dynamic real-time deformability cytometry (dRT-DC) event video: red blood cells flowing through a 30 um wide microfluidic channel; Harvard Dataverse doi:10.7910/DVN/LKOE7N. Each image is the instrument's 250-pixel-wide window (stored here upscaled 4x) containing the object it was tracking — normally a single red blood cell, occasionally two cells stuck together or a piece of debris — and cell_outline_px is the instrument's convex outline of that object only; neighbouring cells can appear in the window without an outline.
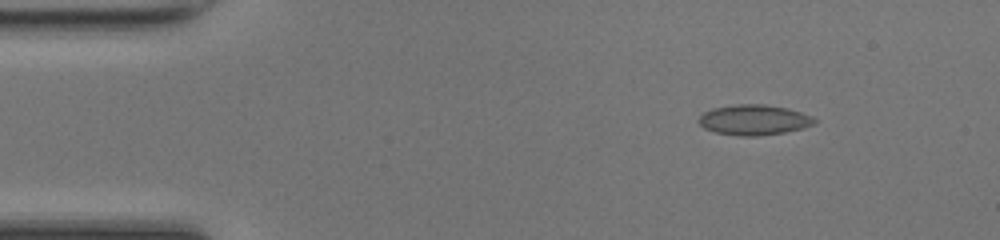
{"species": "common noctule bat (a hibernating species)", "species_latin": "Nyctalus noctula", "temperature_condition": "room temperature", "stored_images_in_passage": 48, "camera_frame_rate_fps": 3000, "um_per_image_px": 0.085, "animal": {"sex": "female", "body_mass_g": 17.0, "forearm_length_mm": 48.0}, "frame": {"image": 1, "passage_image": 6, "time_ms": 1.667, "image_size_px": [1000, 240], "cell_outline_px": [[816, 120], [812, 124], [804, 128], [784, 132], [756, 136], [740, 136], [716, 132], [704, 128], [696, 120], [704, 112], [712, 108], [740, 104], [764, 104], [788, 108], [812, 116]], "centroid_in_image_um": [64.07, 10.19], "position_along_channel_um": 20.9, "area_um2": 20.35}}
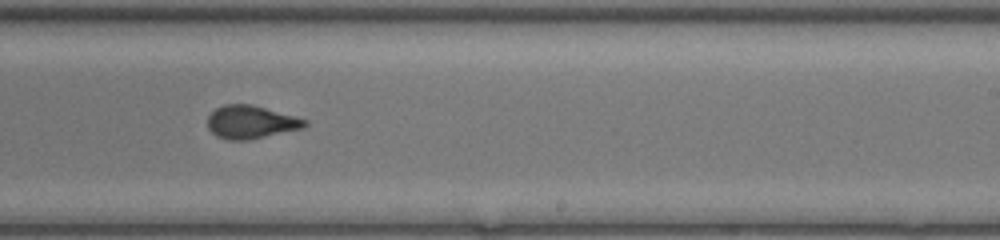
{"frame": {"image": 2, "passage_image": 29, "time_ms": 9.333, "image_size_px": [1000, 240], "cell_outline_px": [[308, 124], [304, 128], [248, 140], [228, 140], [216, 136], [208, 128], [208, 116], [216, 108], [224, 104], [252, 104], [308, 120]], "centroid_in_image_um": [21.33, 10.38], "position_along_channel_um": 267.7, "area_um2": 18.73}}
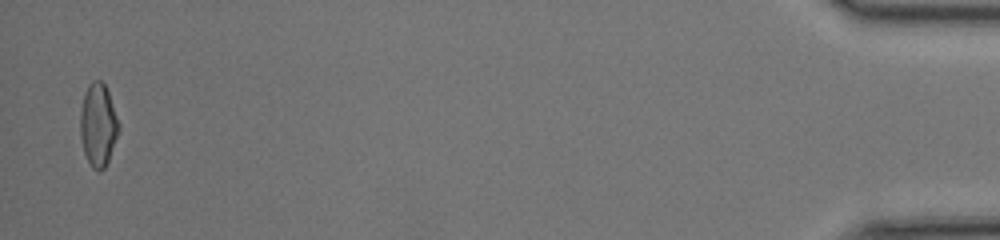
{"frame": {"image": 3, "passage_image": 47, "time_ms": 15.333, "image_size_px": [1000, 240], "cell_outline_px": [[120, 128], [108, 160], [104, 168], [100, 172], [92, 168], [84, 152], [80, 136], [80, 112], [84, 96], [88, 84], [92, 80], [100, 80], [104, 84], [108, 92], [120, 124]], "centroid_in_image_um": [8.34, 10.62], "position_along_channel_um": 426.9, "area_um2": 18.5}, "authors_computed_cell_mechanics": {"area_um2": 19.2185, "velocity_mm_per_s": 4.2966, "shape_relaxation_time_tau1_ms": 3.4785, "shape_relaxation_time_tau2_ms": null, "deformation_change_tau1": 0.1218, "deformation_change_tau2": null}}